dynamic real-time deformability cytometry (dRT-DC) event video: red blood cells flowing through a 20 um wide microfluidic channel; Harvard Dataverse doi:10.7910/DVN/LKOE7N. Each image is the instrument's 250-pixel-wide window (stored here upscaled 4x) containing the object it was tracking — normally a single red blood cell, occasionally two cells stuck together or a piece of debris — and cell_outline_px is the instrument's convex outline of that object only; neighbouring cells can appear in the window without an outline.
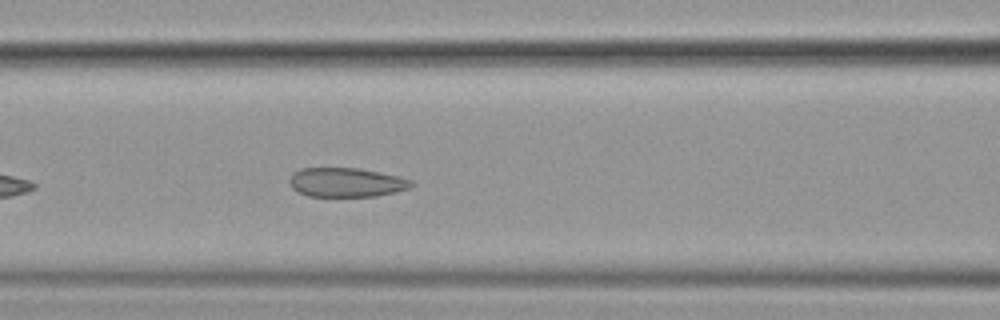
{"species": "common noctule bat (a hibernating species)", "species_latin": "Nyctalus noctula", "temperature_condition": "cold", "stored_images_in_passage": 27, "camera_frame_rate_fps": 3000, "um_per_image_px": 0.085, "animal": {"sex": "female", "body_mass_g": 19.9}, "frame": {"image": 1, "passage_image": 10, "time_ms": 3.0, "image_size_px": [1000, 320], "cell_outline_px": [[412, 184], [408, 188], [396, 192], [376, 196], [308, 196], [292, 188], [288, 180], [292, 172], [300, 168], [356, 168], [380, 172], [400, 176], [412, 180]], "centroid_in_image_um": [29.41, 15.49], "position_along_channel_um": 137.2, "area_um2": 20.75}}
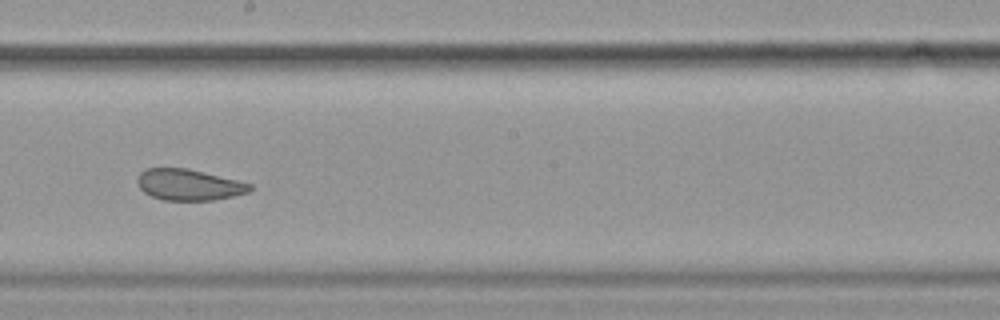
{"frame": {"image": 2, "passage_image": 18, "time_ms": 5.667, "image_size_px": [1000, 320], "cell_outline_px": [[252, 188], [248, 192], [232, 196], [212, 200], [164, 200], [152, 196], [144, 192], [140, 188], [136, 180], [140, 172], [144, 168], [188, 168], [252, 184]], "centroid_in_image_um": [16.01, 15.69], "position_along_channel_um": 232.2, "area_um2": 20.29}}
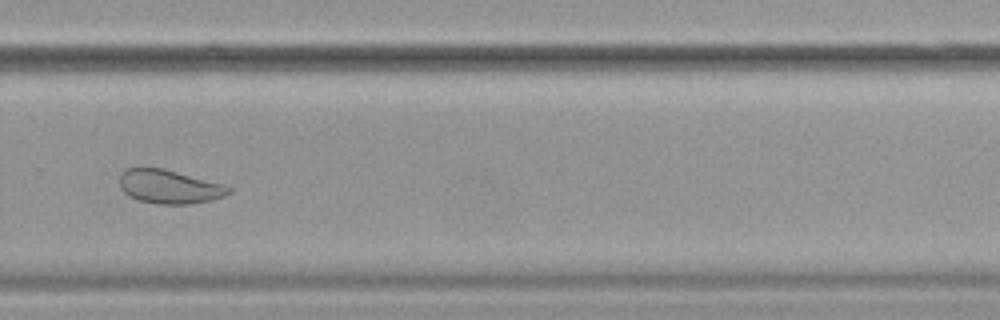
{"frame": {"image": 3, "passage_image": 25, "time_ms": 8.0, "image_size_px": [1000, 320], "cell_outline_px": [[232, 192], [224, 196], [192, 204], [156, 204], [140, 200], [128, 196], [120, 188], [120, 176], [128, 168], [140, 164], [164, 168], [224, 184], [232, 188]], "centroid_in_image_um": [14.36, 15.83], "position_along_channel_um": 315.4, "area_um2": 21.96}}